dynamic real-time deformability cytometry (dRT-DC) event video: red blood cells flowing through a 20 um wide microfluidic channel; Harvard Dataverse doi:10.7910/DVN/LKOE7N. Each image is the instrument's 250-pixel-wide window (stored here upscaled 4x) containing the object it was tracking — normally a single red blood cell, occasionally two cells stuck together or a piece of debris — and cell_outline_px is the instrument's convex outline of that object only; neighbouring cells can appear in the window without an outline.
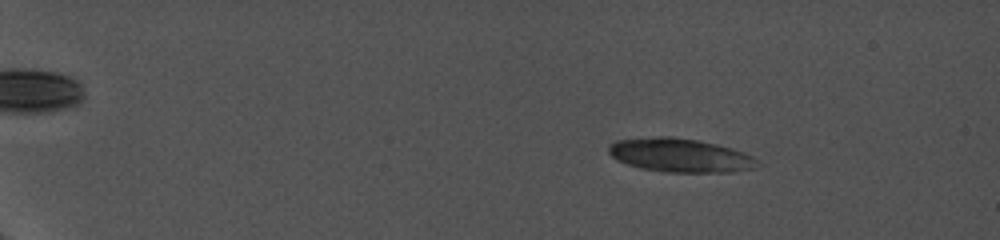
{"species": "common noctule bat (a hibernating species)", "species_latin": "Nyctalus noctula", "temperature_condition": "cold", "stored_images_in_passage": 22, "camera_frame_rate_fps": 5000, "um_per_image_px": 0.085, "animal": {"sex": "female", "body_mass_g": 19.0, "forearm_length_mm": 56.7}, "frame": {"image": 1, "passage_image": 12, "time_ms": 2.6, "image_size_px": [1000, 240], "cell_outline_px": [[760, 164], [752, 168], [732, 172], [668, 172], [640, 168], [616, 160], [608, 152], [608, 144], [616, 140], [656, 136], [672, 136], [696, 140], [716, 144], [732, 148], [744, 152], [752, 156]], "centroid_in_image_um": [57.77, 13.19], "position_along_channel_um": 27.2, "area_um2": 29.25}}